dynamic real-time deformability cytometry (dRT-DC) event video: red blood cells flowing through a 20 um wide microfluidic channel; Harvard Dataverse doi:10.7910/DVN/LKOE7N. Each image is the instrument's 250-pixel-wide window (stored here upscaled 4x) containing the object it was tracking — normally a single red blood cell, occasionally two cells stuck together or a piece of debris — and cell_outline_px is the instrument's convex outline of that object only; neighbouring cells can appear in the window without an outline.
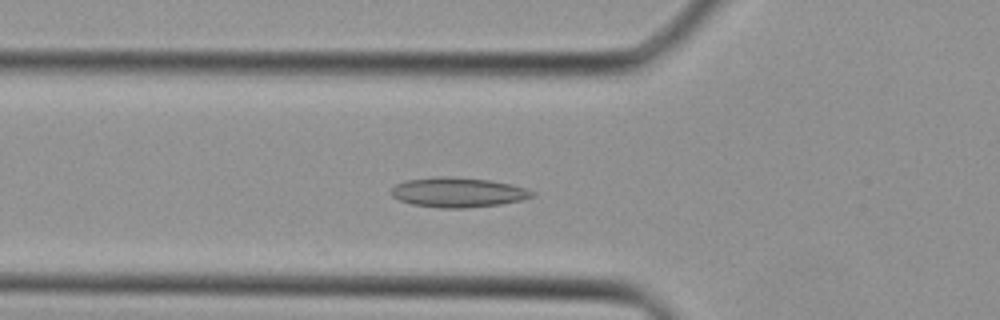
{"species": "Egyptian fruit bat (a non-hibernating species)", "species_latin": "Rousettus aegyptiacus", "temperature_condition": "cold", "stored_images_in_passage": 40, "camera_frame_rate_fps": 3000, "um_per_image_px": 0.085, "animal": {"sex": "female"}, "frame": {"image": 1, "passage_image": 14, "time_ms": 4.333, "image_size_px": [1000, 320], "cell_outline_px": [[536, 196], [520, 200], [500, 204], [468, 208], [440, 208], [412, 204], [400, 200], [392, 196], [392, 188], [396, 184], [404, 180], [436, 176], [444, 176], [488, 180], [508, 184], [524, 188], [536, 192]], "centroid_in_image_um": [38.91, 16.35], "position_along_channel_um": 86.9, "area_um2": 24.33}}
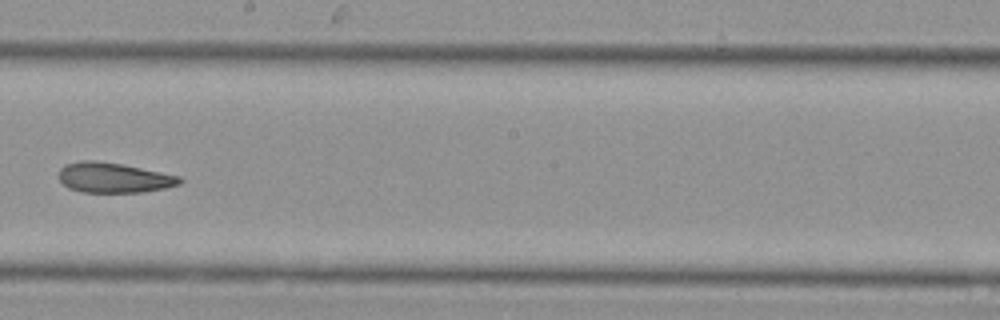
{"frame": {"image": 2, "passage_image": 23, "time_ms": 7.333, "image_size_px": [1000, 320], "cell_outline_px": [[184, 180], [180, 184], [164, 188], [144, 192], [80, 192], [68, 188], [60, 180], [60, 168], [68, 164], [84, 160], [96, 160], [120, 164], [180, 176]], "centroid_in_image_um": [9.68, 15.11], "position_along_channel_um": 238.5, "area_um2": 20.98}}
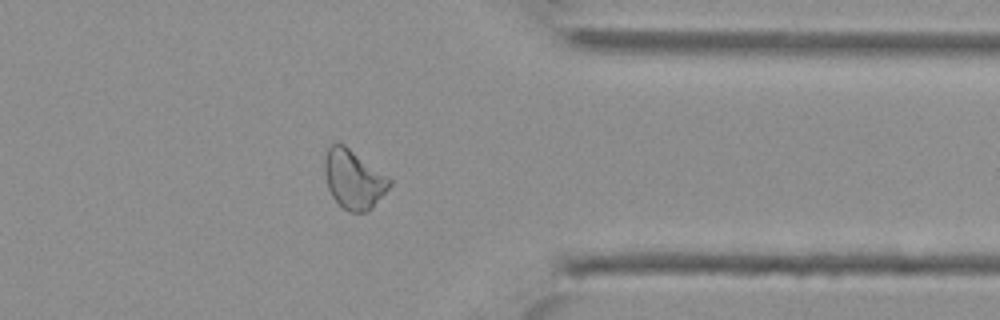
{"frame": {"image": 3, "passage_image": 32, "time_ms": 10.333, "image_size_px": [1000, 320], "cell_outline_px": [[392, 184], [372, 208], [368, 212], [348, 212], [332, 196], [328, 188], [324, 172], [324, 160], [328, 148], [332, 144], [344, 144], [388, 176], [392, 180]], "centroid_in_image_um": [30.06, 15.25], "position_along_channel_um": 381.3, "area_um2": 22.2}}